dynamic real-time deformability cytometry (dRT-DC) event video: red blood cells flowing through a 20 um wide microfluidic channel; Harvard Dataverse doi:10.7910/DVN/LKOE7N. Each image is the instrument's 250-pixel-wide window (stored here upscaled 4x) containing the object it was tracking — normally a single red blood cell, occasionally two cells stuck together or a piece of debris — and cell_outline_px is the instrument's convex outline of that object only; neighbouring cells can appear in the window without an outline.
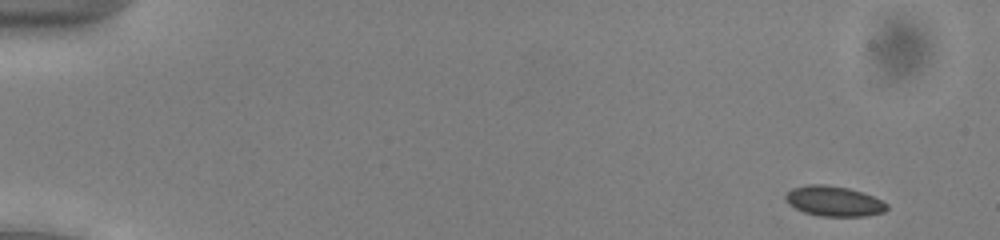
{"species": "common noctule bat (a hibernating species)", "species_latin": "Nyctalus noctula", "temperature_condition": "cold", "stored_images_in_passage": 50, "camera_frame_rate_fps": 3000, "um_per_image_px": 0.085, "animal": {"sex": "male", "body_mass_g": 13.0, "forearm_length_mm": 53.1}, "frame": {"image": 1, "passage_image": 1, "time_ms": 0.0, "image_size_px": [1000, 240], "cell_outline_px": [[888, 208], [884, 212], [864, 216], [820, 216], [804, 212], [788, 204], [784, 196], [792, 188], [808, 184], [824, 184], [848, 188], [872, 196], [888, 204]], "centroid_in_image_um": [70.86, 17.1], "position_along_channel_um": 14.1, "area_um2": 17.69}}
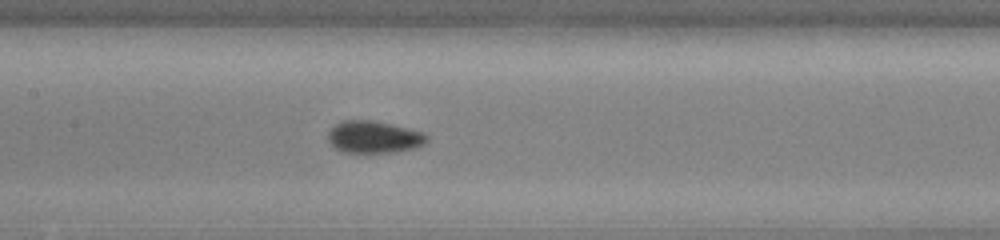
{"frame": {"image": 2, "passage_image": 24, "time_ms": 7.667, "image_size_px": [1000, 240], "cell_outline_px": [[428, 140], [424, 144], [416, 148], [396, 152], [340, 152], [328, 140], [328, 132], [340, 120], [372, 120], [424, 132], [428, 136]], "centroid_in_image_um": [31.79, 11.65], "position_along_channel_um": 175.6, "area_um2": 18.5}}
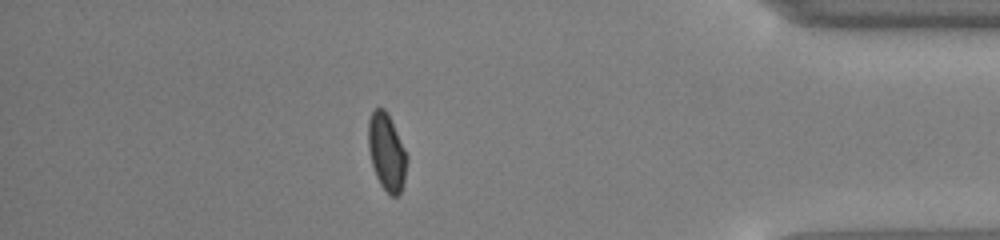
{"frame": {"image": 3, "passage_image": 44, "time_ms": 14.333, "image_size_px": [1000, 240], "cell_outline_px": [[408, 160], [404, 180], [400, 192], [396, 196], [392, 196], [380, 184], [376, 176], [372, 164], [368, 148], [368, 120], [372, 112], [376, 108], [384, 108], [408, 156]], "centroid_in_image_um": [32.86, 12.94], "position_along_channel_um": 402.3, "area_um2": 16.99}, "authors_computed_cell_mechanics": {"area_um2": 17.5134, "velocity_mm_per_s": 3.921, "shape_relaxation_time_tau1_ms": 1.7215, "shape_relaxation_time_tau2_ms": null, "deformation_change_tau1": 0.0537, "deformation_change_tau2": null}}